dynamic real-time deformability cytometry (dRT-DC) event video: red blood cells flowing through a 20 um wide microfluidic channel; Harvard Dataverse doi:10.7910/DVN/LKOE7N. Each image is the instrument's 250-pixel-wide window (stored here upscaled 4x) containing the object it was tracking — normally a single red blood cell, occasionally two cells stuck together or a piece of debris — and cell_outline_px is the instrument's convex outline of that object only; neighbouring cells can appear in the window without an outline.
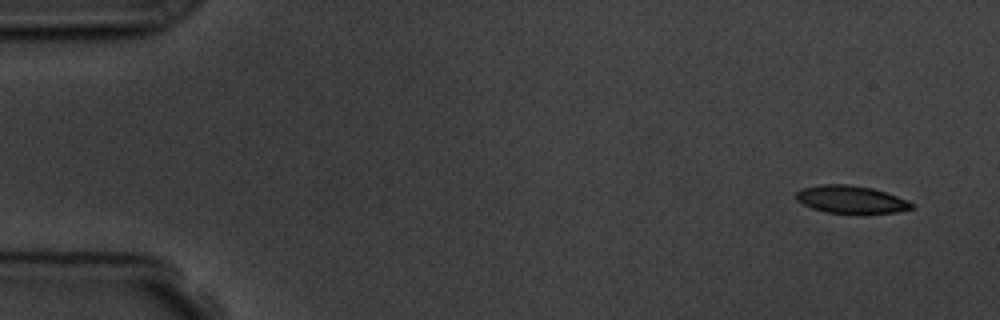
{"species": "common noctule bat (a hibernating species)", "species_latin": "Nyctalus noctula", "temperature_condition": "room temperature", "stored_images_in_passage": 5, "camera_frame_rate_fps": 3000, "um_per_image_px": 0.085, "animal": {"sex": "male", "body_mass_g": 19.5, "forearm_length_mm": 54.6}, "frame": {"image": 1, "passage_image": 1, "time_ms": 0.0, "image_size_px": [1000, 320], "cell_outline_px": [[912, 208], [896, 212], [824, 212], [812, 208], [796, 200], [796, 192], [800, 188], [820, 184], [848, 184], [872, 188], [908, 200], [912, 204]], "centroid_in_image_um": [72.26, 16.92], "position_along_channel_um": 12.7, "area_um2": 18.21}}